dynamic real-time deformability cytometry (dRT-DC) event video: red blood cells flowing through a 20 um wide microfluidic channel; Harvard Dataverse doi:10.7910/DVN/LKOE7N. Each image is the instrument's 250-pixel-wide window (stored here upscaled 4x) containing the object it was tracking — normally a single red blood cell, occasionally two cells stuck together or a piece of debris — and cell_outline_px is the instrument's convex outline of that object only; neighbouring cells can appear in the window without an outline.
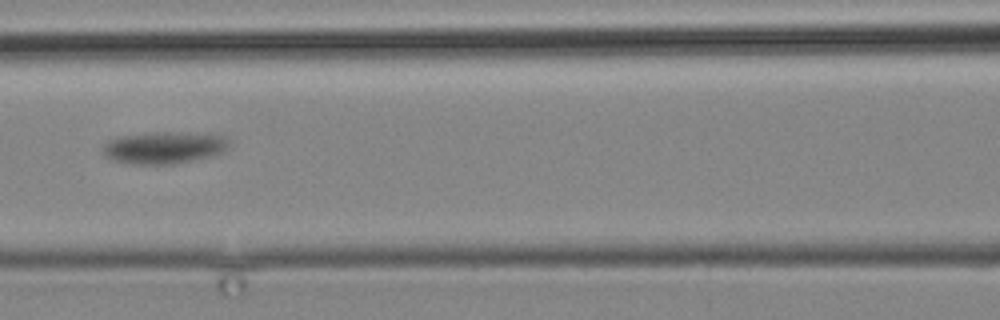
{"species": "common noctule bat (a hibernating species)", "species_latin": "Nyctalus noctula", "temperature_condition": "cold", "stored_images_in_passage": 5, "camera_frame_rate_fps": 3000, "um_per_image_px": 0.085, "animal": {"sex": "male", "body_mass_g": 19.2, "forearm_length_mm": 51.8}, "frame": {"image": 1, "passage_image": 4, "time_ms": 4.333, "image_size_px": [1000, 320], "cell_outline_px": [[232, 144], [228, 148], [212, 156], [172, 164], [132, 164], [112, 160], [104, 156], [100, 148], [108, 140], [116, 136], [152, 132], [208, 132], [224, 136], [232, 140]], "centroid_in_image_um": [13.96, 12.52], "position_along_channel_um": 152.6, "area_um2": 24.33}}